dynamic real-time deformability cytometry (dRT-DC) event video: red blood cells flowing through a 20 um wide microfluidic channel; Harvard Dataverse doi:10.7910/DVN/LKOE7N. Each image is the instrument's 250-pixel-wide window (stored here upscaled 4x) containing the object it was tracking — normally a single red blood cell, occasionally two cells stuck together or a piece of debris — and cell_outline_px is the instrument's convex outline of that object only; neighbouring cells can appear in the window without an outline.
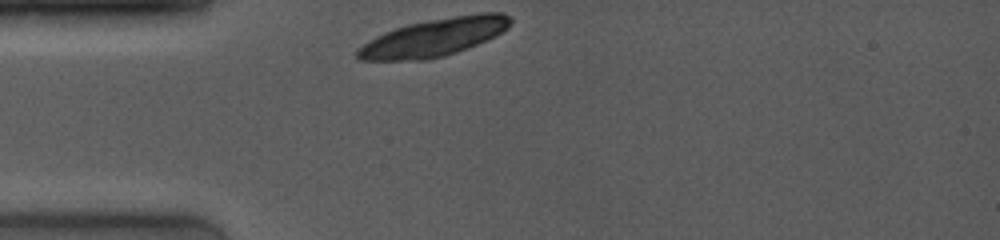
{"species": "common noctule bat (a hibernating species)", "species_latin": "Nyctalus noctula", "temperature_condition": "room temperature", "stored_images_in_passage": 2, "camera_frame_rate_fps": 4000, "um_per_image_px": 0.085, "animal": {"sex": "female", "body_mass_g": 19.0, "forearm_length_mm": 53.3}, "frame": {"image": 1, "passage_image": 1, "time_ms": 0.0, "image_size_px": [1000, 240], "cell_outline_px": [[512, 20], [508, 28], [504, 32], [496, 36], [456, 52], [444, 56], [428, 60], [360, 60], [356, 56], [356, 52], [368, 40], [384, 32], [408, 24], [428, 20], [480, 12], [500, 12], [512, 16]], "centroid_in_image_um": [36.95, 3.17], "position_along_channel_um": 48.1, "area_um2": 33.64}}